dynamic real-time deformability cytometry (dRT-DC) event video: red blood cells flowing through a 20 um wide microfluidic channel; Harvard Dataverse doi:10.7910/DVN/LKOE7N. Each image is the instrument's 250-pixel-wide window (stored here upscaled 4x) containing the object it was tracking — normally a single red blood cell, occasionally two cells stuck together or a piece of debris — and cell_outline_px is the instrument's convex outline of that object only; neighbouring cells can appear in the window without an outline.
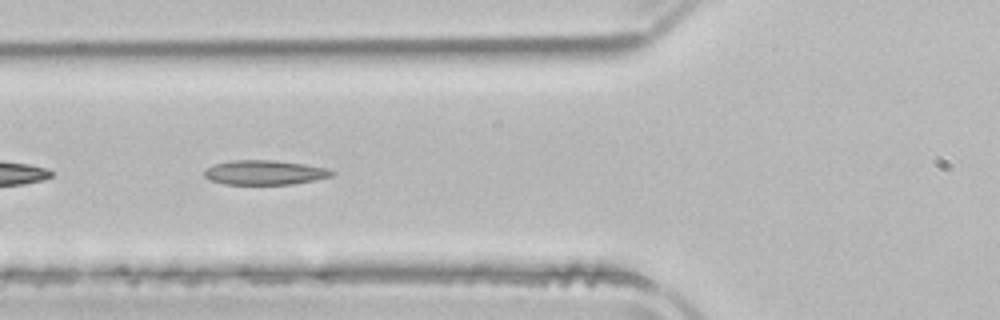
{"species": "common noctule bat (a hibernating species)", "species_latin": "Nyctalus noctula", "temperature_condition": "room temperature", "stored_images_in_passage": 22, "camera_frame_rate_fps": 3000, "um_per_image_px": 0.085, "animal": {"sex": "male", "body_mass_g": 21.5, "forearm_length_mm": 52.0}, "frame": {"image": 1, "passage_image": 7, "time_ms": 2.0, "image_size_px": [1000, 320], "cell_outline_px": [[336, 172], [332, 176], [316, 180], [292, 184], [224, 184], [208, 180], [204, 176], [204, 172], [212, 164], [232, 160], [272, 160], [304, 164], [328, 168]], "centroid_in_image_um": [22.5, 14.66], "position_along_channel_um": 103.3, "area_um2": 18.32}}
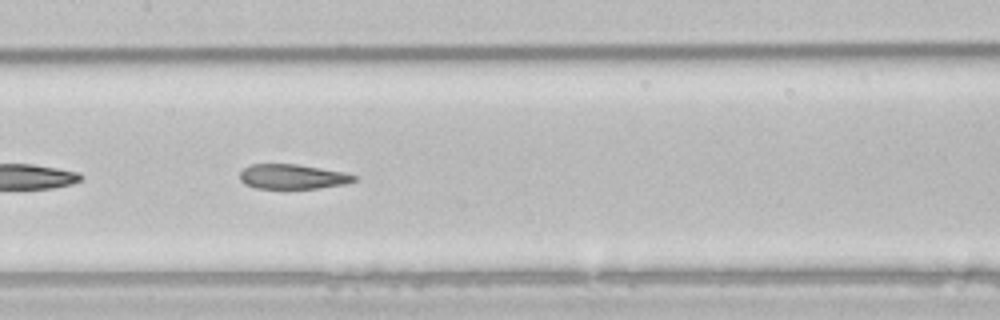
{"frame": {"image": 2, "passage_image": 13, "time_ms": 4.0, "image_size_px": [1000, 320], "cell_outline_px": [[356, 180], [344, 184], [316, 188], [256, 188], [244, 184], [240, 180], [240, 172], [244, 168], [252, 164], [296, 164], [344, 172], [356, 176]], "centroid_in_image_um": [24.83, 15.01], "position_along_channel_um": 182.6, "area_um2": 16.3}}
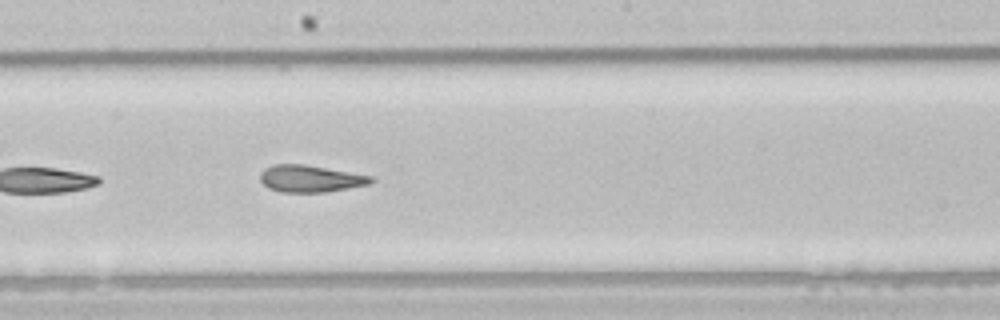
{"frame": {"image": 3, "passage_image": 16, "time_ms": 5.0, "image_size_px": [1000, 320], "cell_outline_px": [[376, 180], [372, 184], [328, 192], [280, 192], [268, 188], [260, 180], [260, 172], [264, 168], [272, 164], [304, 164], [372, 176]], "centroid_in_image_um": [26.39, 15.19], "position_along_channel_um": 221.8, "area_um2": 17.63}, "authors_computed_cell_mechanics": {"area_um2": 18.6116, "velocity_mm_per_s": 3.9665, "shape_relaxation_time_tau1_ms": null, "shape_relaxation_time_tau2_ms": 1.9279, "deformation_change_tau1": null, "deformation_change_tau2": 0.0829}}